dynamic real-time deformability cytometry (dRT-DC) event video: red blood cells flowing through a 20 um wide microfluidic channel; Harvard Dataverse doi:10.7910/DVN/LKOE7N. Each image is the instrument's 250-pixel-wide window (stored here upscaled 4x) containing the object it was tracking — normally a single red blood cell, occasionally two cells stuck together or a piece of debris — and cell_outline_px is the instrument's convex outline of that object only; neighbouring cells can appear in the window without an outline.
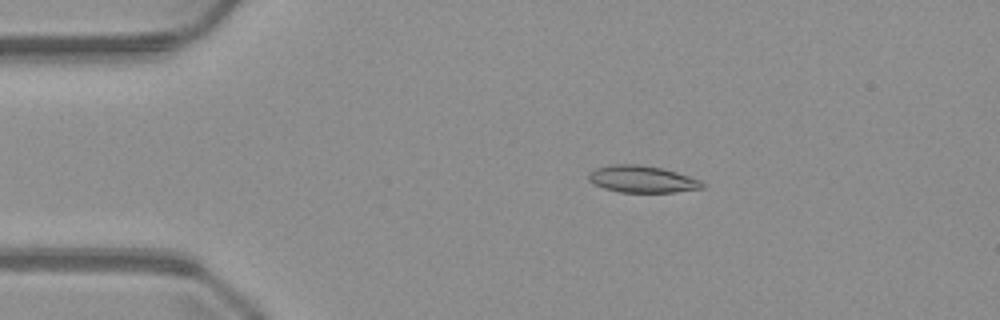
{"species": "common noctule bat (a hibernating species)", "species_latin": "Nyctalus noctula", "temperature_condition": "warm", "stored_images_in_passage": 50, "camera_frame_rate_fps": 3000, "um_per_image_px": 0.085, "animal": {"sex": "male", "body_mass_g": 23.1, "forearm_length_mm": 52.7}, "frame": {"image": 1, "passage_image": 9, "time_ms": 2.667, "image_size_px": [1000, 320], "cell_outline_px": [[704, 188], [676, 192], [620, 192], [604, 188], [588, 180], [588, 172], [596, 168], [612, 164], [640, 164], [660, 168], [676, 172], [700, 180], [704, 184]], "centroid_in_image_um": [54.57, 15.22], "position_along_channel_um": 30.4, "area_um2": 17.74}}
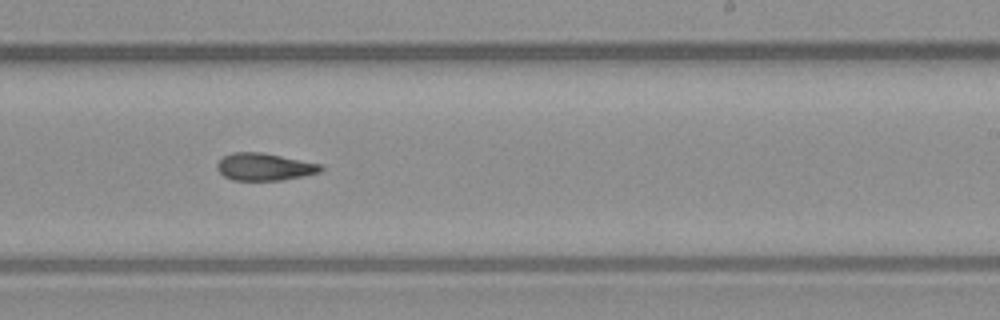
{"frame": {"image": 2, "passage_image": 30, "time_ms": 9.667, "image_size_px": [1000, 320], "cell_outline_px": [[324, 168], [320, 172], [284, 180], [232, 180], [224, 176], [216, 168], [216, 164], [224, 156], [232, 152], [260, 152], [324, 164]], "centroid_in_image_um": [22.5, 14.18], "position_along_channel_um": 266.5, "area_um2": 16.59}}
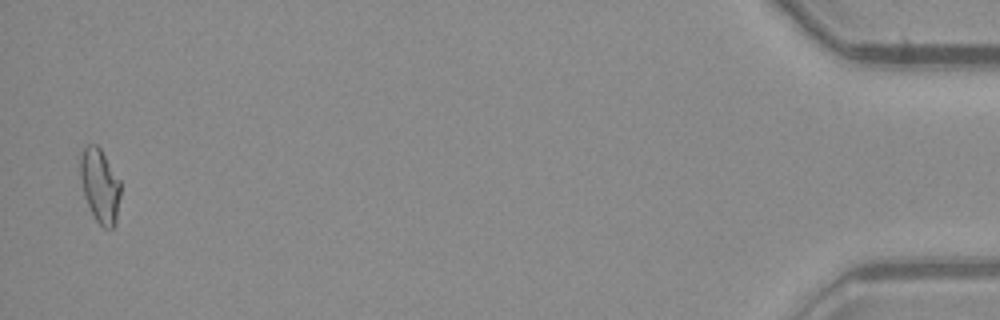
{"frame": {"image": 3, "passage_image": 49, "time_ms": 16.0, "image_size_px": [1000, 320], "cell_outline_px": [[120, 196], [116, 224], [112, 228], [104, 228], [96, 220], [84, 196], [80, 176], [80, 152], [88, 144], [96, 144], [100, 148], [120, 180]], "centroid_in_image_um": [8.49, 15.77], "position_along_channel_um": 426.7, "area_um2": 17.34}}